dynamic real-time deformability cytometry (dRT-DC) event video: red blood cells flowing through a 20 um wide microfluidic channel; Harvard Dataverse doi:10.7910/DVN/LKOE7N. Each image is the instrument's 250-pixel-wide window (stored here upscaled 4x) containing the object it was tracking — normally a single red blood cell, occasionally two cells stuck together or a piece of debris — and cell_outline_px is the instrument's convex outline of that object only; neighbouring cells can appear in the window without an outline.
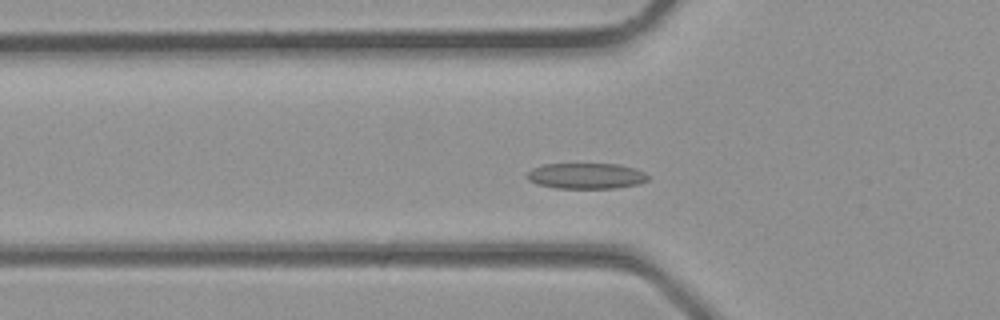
{"species": "common noctule bat (a hibernating species)", "species_latin": "Nyctalus noctula", "temperature_condition": "room temperature", "stored_images_in_passage": 29, "camera_frame_rate_fps": 3000, "um_per_image_px": 0.085, "animal": {"sex": "male", "body_mass_g": 23.1, "forearm_length_mm": 52.7}, "frame": {"image": 1, "passage_image": 5, "time_ms": 1.333, "image_size_px": [1000, 320], "cell_outline_px": [[652, 176], [648, 180], [640, 184], [616, 188], [556, 188], [536, 184], [528, 180], [524, 176], [532, 168], [544, 164], [620, 164], [636, 168]], "centroid_in_image_um": [49.85, 14.95], "position_along_channel_um": 75.9, "area_um2": 18.5}}
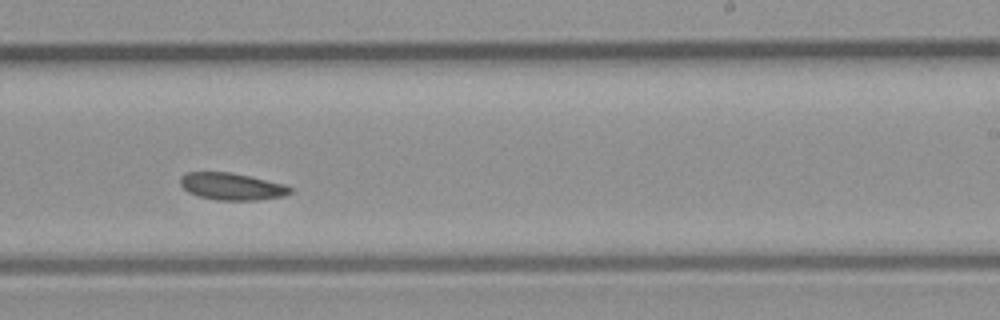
{"frame": {"image": 2, "passage_image": 15, "time_ms": 4.667, "image_size_px": [1000, 320], "cell_outline_px": [[292, 192], [284, 196], [256, 200], [216, 200], [200, 196], [188, 192], [180, 184], [180, 176], [188, 172], [228, 172], [248, 176], [284, 184], [292, 188]], "centroid_in_image_um": [19.69, 15.85], "position_along_channel_um": 269.3, "area_um2": 17.17}}
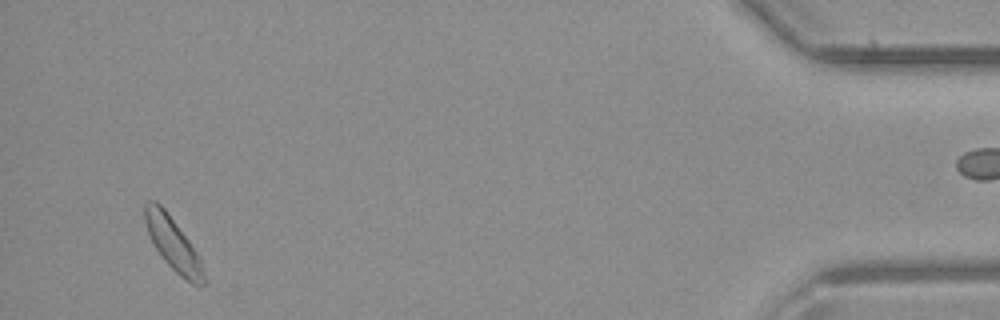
{"frame": {"image": 3, "passage_image": 27, "time_ms": 8.667, "image_size_px": [1000, 320], "cell_outline_px": [[204, 284], [192, 284], [180, 276], [164, 260], [156, 248], [148, 232], [144, 220], [144, 204], [148, 200], [156, 200], [164, 208], [200, 256], [204, 276]], "centroid_in_image_um": [14.68, 20.69], "position_along_channel_um": 420.5, "area_um2": 17.74}}